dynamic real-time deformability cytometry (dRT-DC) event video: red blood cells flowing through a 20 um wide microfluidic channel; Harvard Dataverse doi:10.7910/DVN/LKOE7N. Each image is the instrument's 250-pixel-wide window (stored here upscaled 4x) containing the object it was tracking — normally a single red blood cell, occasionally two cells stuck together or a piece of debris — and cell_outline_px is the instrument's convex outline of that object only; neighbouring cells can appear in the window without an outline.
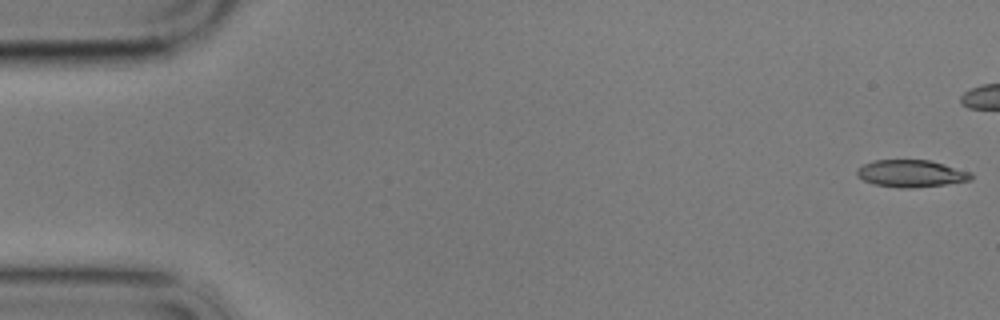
{"species": "common noctule bat (a hibernating species)", "species_latin": "Nyctalus noctula", "temperature_condition": "cold", "stored_images_in_passage": 14, "camera_frame_rate_fps": 3000, "um_per_image_px": 0.085, "animal": {"sex": "male", "body_mass_g": 17.9}, "frame": {"image": 1, "passage_image": 1, "time_ms": 0.0, "image_size_px": [1000, 320], "cell_outline_px": [[972, 180], [944, 184], [912, 188], [900, 188], [872, 184], [856, 176], [856, 168], [872, 160], [928, 160], [944, 164], [972, 172]], "centroid_in_image_um": [77.41, 14.75], "position_along_channel_um": 7.6, "area_um2": 18.15}}